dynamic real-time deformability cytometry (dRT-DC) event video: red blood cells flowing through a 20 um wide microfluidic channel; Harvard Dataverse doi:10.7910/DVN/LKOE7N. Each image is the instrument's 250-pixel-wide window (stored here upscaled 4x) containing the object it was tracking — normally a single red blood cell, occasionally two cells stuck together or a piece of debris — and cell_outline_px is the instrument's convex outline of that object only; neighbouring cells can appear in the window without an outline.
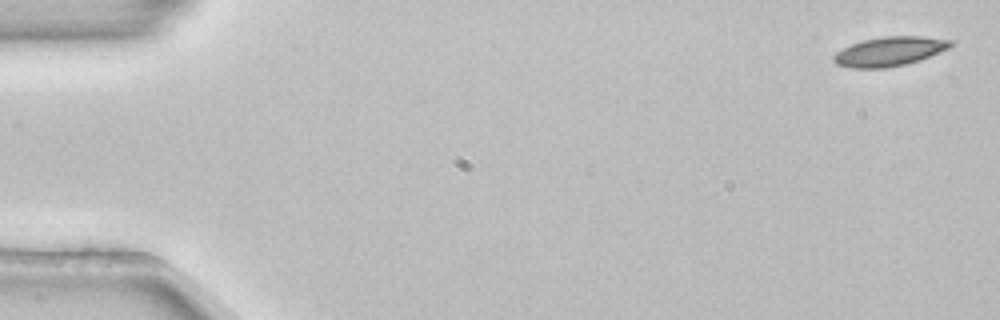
{"species": "common noctule bat (a hibernating species)", "species_latin": "Nyctalus noctula", "temperature_condition": "room temperature", "stored_images_in_passage": 4, "camera_frame_rate_fps": 3000, "um_per_image_px": 0.085, "animal": {"sex": "female", "body_mass_g": 22.7, "forearm_length_mm": 54.2}, "frame": {"image": 1, "passage_image": 1, "time_ms": 0.0, "image_size_px": [1000, 320], "cell_outline_px": [[952, 44], [948, 48], [920, 60], [904, 64], [884, 68], [852, 68], [836, 64], [832, 60], [832, 56], [836, 52], [852, 44], [864, 40], [884, 36], [920, 36], [952, 40]], "centroid_in_image_um": [75.58, 4.37], "position_along_channel_um": 9.4, "area_um2": 19.71}}